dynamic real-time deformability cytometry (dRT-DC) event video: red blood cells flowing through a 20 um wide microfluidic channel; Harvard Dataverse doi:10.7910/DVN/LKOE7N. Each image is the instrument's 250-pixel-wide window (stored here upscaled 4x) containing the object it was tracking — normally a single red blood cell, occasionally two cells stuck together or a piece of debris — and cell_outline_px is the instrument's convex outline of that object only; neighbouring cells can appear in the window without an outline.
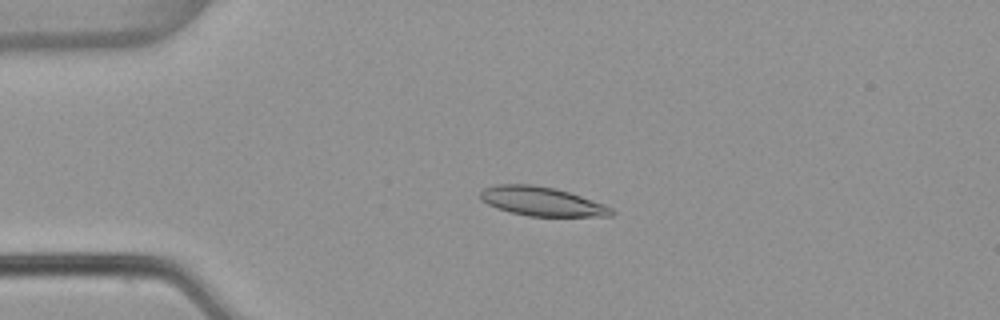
{"species": "common noctule bat (a hibernating species)", "species_latin": "Nyctalus noctula", "temperature_condition": "warm", "stored_images_in_passage": 54, "camera_frame_rate_fps": 3000, "um_per_image_px": 0.085, "animal": {"sex": "female", "body_mass_g": 22.7, "forearm_length_mm": 54.2}, "frame": {"image": 1, "passage_image": 13, "time_ms": 4.0, "image_size_px": [1000, 320], "cell_outline_px": [[616, 212], [612, 216], [528, 216], [496, 208], [480, 200], [480, 192], [484, 188], [496, 184], [532, 184], [556, 188], [604, 204], [612, 208]], "centroid_in_image_um": [46.04, 17.11], "position_along_channel_um": 39.0, "area_um2": 22.2}}
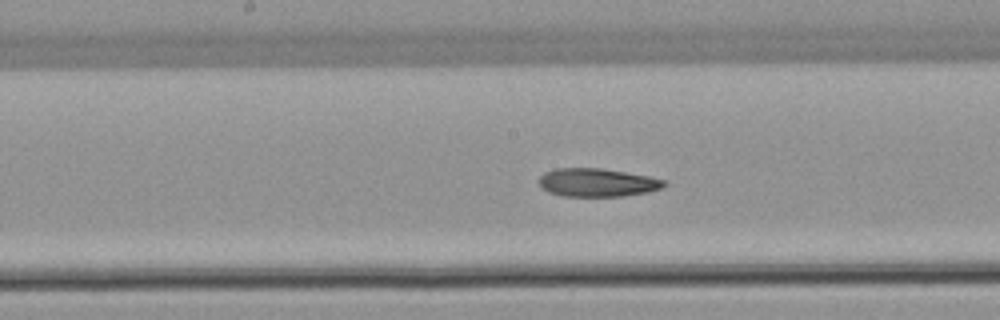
{"frame": {"image": 2, "passage_image": 28, "time_ms": 9.0, "image_size_px": [1000, 320], "cell_outline_px": [[668, 184], [664, 188], [648, 192], [624, 196], [560, 196], [548, 192], [540, 184], [540, 176], [544, 172], [556, 168], [600, 168], [648, 176], [664, 180]], "centroid_in_image_um": [50.79, 15.52], "position_along_channel_um": 197.4, "area_um2": 20.63}}
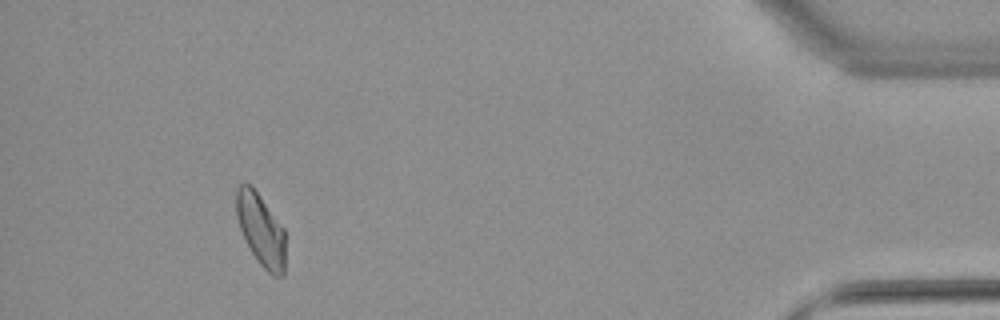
{"frame": {"image": 3, "passage_image": 50, "time_ms": 16.333, "image_size_px": [1000, 320], "cell_outline_px": [[284, 276], [272, 276], [260, 264], [252, 252], [240, 228], [236, 216], [236, 188], [240, 184], [252, 184], [284, 228]], "centroid_in_image_um": [22.17, 19.5], "position_along_channel_um": 413.0, "area_um2": 20.52}, "authors_computed_cell_mechanics": {"area_um2": 21.5305, "velocity_mm_per_s": 3.8066, "shape_relaxation_time_tau1_ms": null, "shape_relaxation_time_tau2_ms": 4.1067, "deformation_change_tau1": null, "deformation_change_tau2": 0.119}}